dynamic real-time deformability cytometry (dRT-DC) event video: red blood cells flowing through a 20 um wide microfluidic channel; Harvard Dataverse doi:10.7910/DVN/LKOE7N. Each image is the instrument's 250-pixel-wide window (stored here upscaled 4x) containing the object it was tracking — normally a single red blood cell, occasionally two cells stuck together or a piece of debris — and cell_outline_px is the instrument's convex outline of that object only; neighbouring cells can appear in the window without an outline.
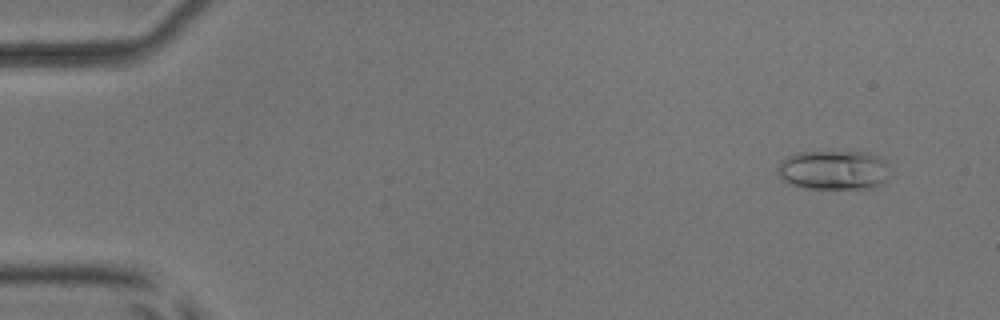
{"species": "common noctule bat (a hibernating species)", "species_latin": "Nyctalus noctula", "temperature_condition": "room temperature", "stored_images_in_passage": 50, "camera_frame_rate_fps": 3000, "um_per_image_px": 0.085, "animal": {"sex": "male", "body_mass_g": 17.9, "forearm_length_mm": 54.2}, "frame": {"image": 1, "passage_image": 3, "time_ms": 0.667, "image_size_px": [1000, 320], "cell_outline_px": [[888, 176], [884, 184], [868, 188], [804, 188], [788, 184], [780, 180], [776, 168], [780, 160], [796, 152], [828, 148], [864, 152], [880, 156], [884, 164]], "centroid_in_image_um": [70.76, 14.4], "position_along_channel_um": 14.2, "area_um2": 26.88}}
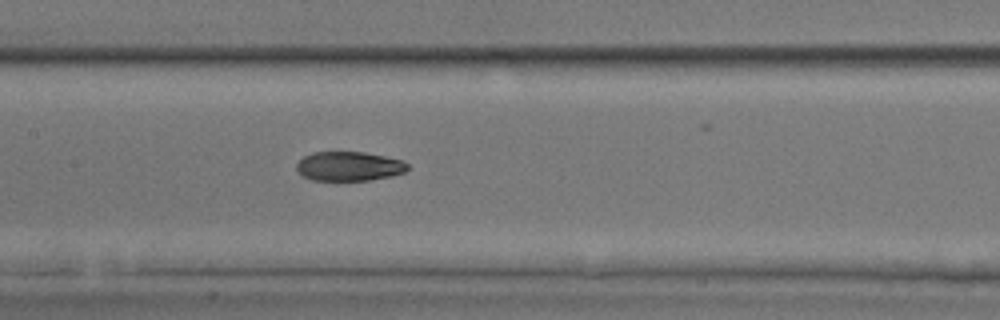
{"frame": {"image": 2, "passage_image": 25, "time_ms": 8.0, "image_size_px": [1000, 320], "cell_outline_px": [[408, 168], [404, 172], [392, 176], [368, 180], [312, 180], [304, 176], [296, 168], [296, 164], [304, 156], [312, 152], [364, 152], [404, 160], [408, 164]], "centroid_in_image_um": [29.69, 14.12], "position_along_channel_um": 177.7, "area_um2": 18.9}}
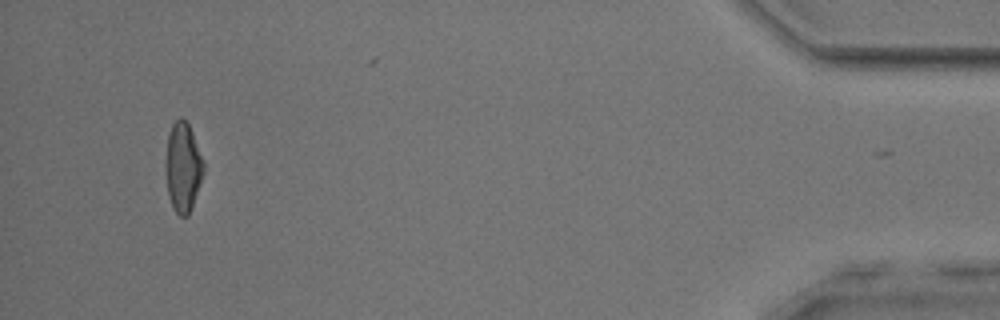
{"frame": {"image": 3, "passage_image": 49, "time_ms": 16.0, "image_size_px": [1000, 320], "cell_outline_px": [[204, 172], [188, 216], [180, 216], [172, 208], [168, 196], [164, 168], [164, 164], [168, 136], [172, 124], [180, 116], [188, 124], [192, 132], [204, 160]], "centroid_in_image_um": [15.53, 14.21], "position_along_channel_um": 419.7, "area_um2": 19.94}, "authors_computed_cell_mechanics": {"area_um2": 20.23, "velocity_mm_per_s": 3.9385, "shape_relaxation_time_tau1_ms": 7.196, "shape_relaxation_time_tau2_ms": 2.6604, "deformation_change_tau1": 0.2034, "deformation_change_tau2": 0.0818}}